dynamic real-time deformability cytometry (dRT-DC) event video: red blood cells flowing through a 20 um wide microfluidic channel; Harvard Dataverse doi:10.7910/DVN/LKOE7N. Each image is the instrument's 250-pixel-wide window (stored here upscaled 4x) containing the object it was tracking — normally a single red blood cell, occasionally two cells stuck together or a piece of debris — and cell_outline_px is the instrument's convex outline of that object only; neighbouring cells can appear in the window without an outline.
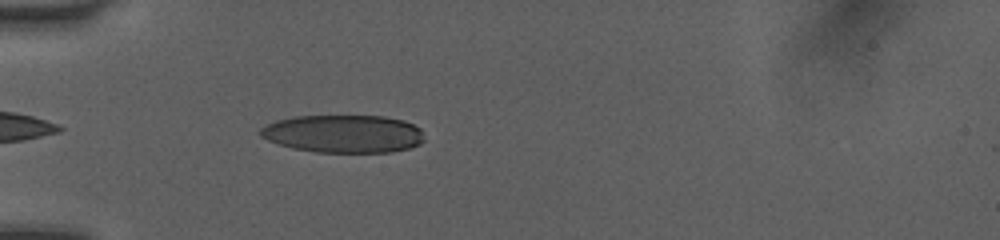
{"species": "human", "species_latin": "Homo sapiens", "temperature_condition": "room temperature", "stored_images_in_passage": 35, "camera_frame_rate_fps": 3000, "um_per_image_px": 0.085, "donor": {"sex": "female"}, "frame": {"image": 1, "passage_image": 3, "time_ms": 0.667, "image_size_px": [1000, 240], "cell_outline_px": [[424, 140], [420, 144], [408, 148], [388, 152], [316, 152], [292, 148], [268, 140], [260, 136], [260, 128], [276, 120], [296, 116], [384, 116], [404, 120], [420, 128]], "centroid_in_image_um": [29.19, 11.37], "position_along_channel_um": 55.8, "area_um2": 36.07}}
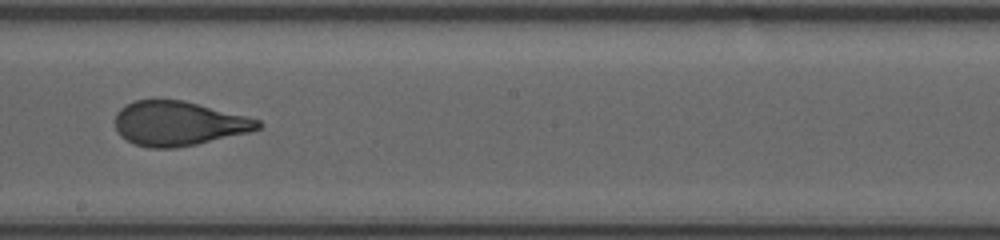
{"frame": {"image": 2, "passage_image": 17, "time_ms": 5.333, "image_size_px": [1000, 240], "cell_outline_px": [[264, 124], [260, 128], [248, 132], [196, 144], [172, 148], [148, 148], [136, 144], [120, 136], [116, 128], [116, 112], [120, 108], [136, 100], [184, 100], [260, 120]], "centroid_in_image_um": [15.16, 10.5], "position_along_channel_um": 233.0, "area_um2": 36.59}}
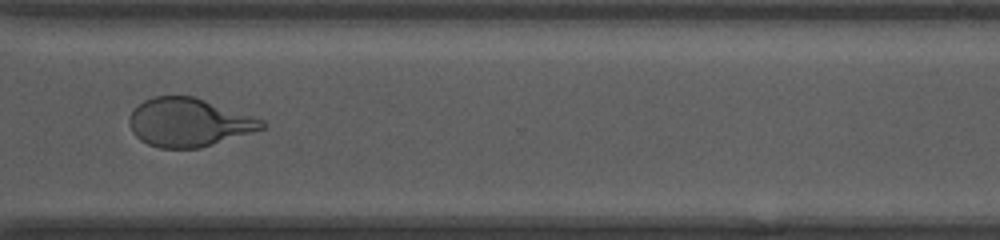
{"frame": {"image": 3, "passage_image": 26, "time_ms": 8.333, "image_size_px": [1000, 240], "cell_outline_px": [[268, 124], [264, 128], [200, 148], [160, 148], [148, 144], [140, 140], [132, 132], [128, 120], [128, 116], [144, 100], [152, 96], [196, 96], [264, 120]], "centroid_in_image_um": [16.04, 10.4], "position_along_channel_um": 354.6, "area_um2": 37.34}, "authors_computed_cell_mechanics": {"area_um2": 37.859, "velocity_mm_per_s": 4.0725, "shape_relaxation_time_tau1_ms": 5.039, "shape_relaxation_time_tau2_ms": 0.7693, "deformation_change_tau1": 0.2107, "deformation_change_tau2": 0.0772}}